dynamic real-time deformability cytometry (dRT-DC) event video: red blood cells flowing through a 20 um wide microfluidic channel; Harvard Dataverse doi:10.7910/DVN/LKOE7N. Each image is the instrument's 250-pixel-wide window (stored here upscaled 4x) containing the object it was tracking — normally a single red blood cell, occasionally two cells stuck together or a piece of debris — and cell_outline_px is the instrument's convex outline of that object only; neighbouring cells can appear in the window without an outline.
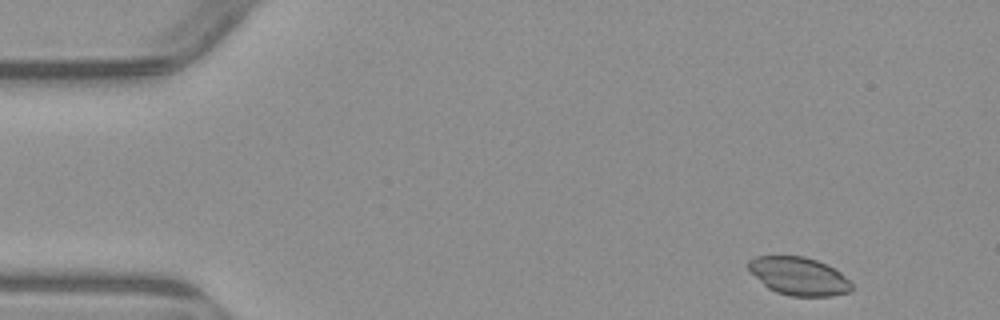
{"species": "common noctule bat (a hibernating species)", "species_latin": "Nyctalus noctula", "temperature_condition": "warm", "stored_images_in_passage": 4, "camera_frame_rate_fps": 3000, "um_per_image_px": 0.085, "animal": {"sex": "male", "body_mass_g": 23.1, "forearm_length_mm": 52.7}, "frame": {"image": 1, "passage_image": 1, "time_ms": 0.0, "image_size_px": [1000, 320], "cell_outline_px": [[852, 292], [832, 296], [788, 296], [776, 292], [768, 288], [748, 268], [748, 260], [756, 256], [804, 256], [816, 260], [840, 272], [852, 284]], "centroid_in_image_um": [67.91, 23.48], "position_along_channel_um": 17.1, "area_um2": 22.72}}
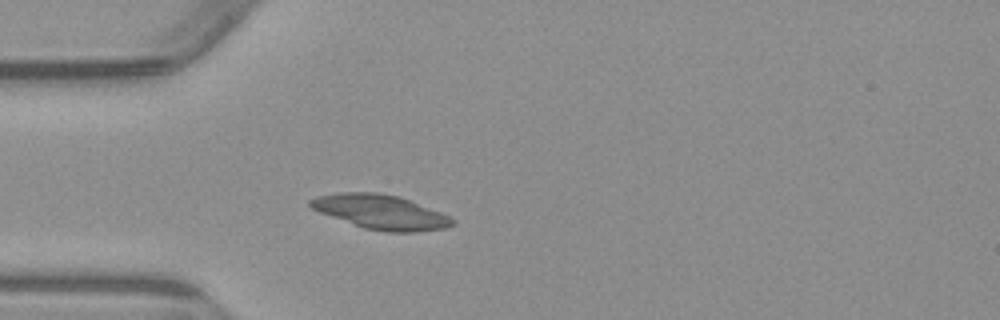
{"frame": {"image": 2, "passage_image": 4, "time_ms": 3.333, "image_size_px": [1000, 320], "cell_outline_px": [[456, 224], [444, 228], [416, 232], [384, 232], [364, 228], [320, 212], [312, 208], [308, 204], [308, 200], [316, 196], [340, 192], [376, 192], [400, 196], [440, 212], [456, 220]], "centroid_in_image_um": [32.37, 18.01], "position_along_channel_um": 52.6, "area_um2": 28.44}}